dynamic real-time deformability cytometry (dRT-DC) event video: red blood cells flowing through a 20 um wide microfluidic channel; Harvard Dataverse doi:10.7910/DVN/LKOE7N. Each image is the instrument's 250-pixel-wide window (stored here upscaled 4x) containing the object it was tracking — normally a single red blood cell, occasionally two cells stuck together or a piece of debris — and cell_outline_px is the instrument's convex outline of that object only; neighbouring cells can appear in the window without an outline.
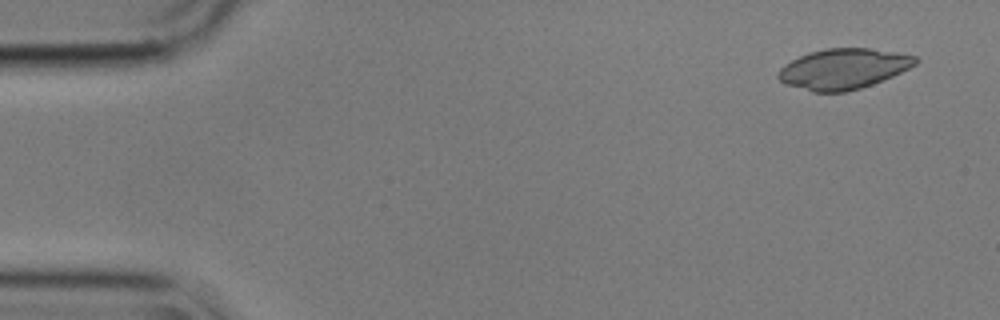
{"species": "common noctule bat (a hibernating species)", "species_latin": "Nyctalus noctula", "temperature_condition": "cold", "stored_images_in_passage": 12, "camera_frame_rate_fps": 3000, "um_per_image_px": 0.085, "animal": {"sex": "male", "body_mass_g": 17.9}, "frame": {"image": 1, "passage_image": 1, "time_ms": 0.0, "image_size_px": [1000, 320], "cell_outline_px": [[920, 60], [916, 64], [892, 76], [872, 84], [860, 88], [844, 92], [812, 92], [788, 84], [780, 80], [776, 76], [780, 68], [784, 64], [800, 56], [824, 48], [868, 48], [916, 56]], "centroid_in_image_um": [71.68, 5.85], "position_along_channel_um": 13.3, "area_um2": 31.96}}